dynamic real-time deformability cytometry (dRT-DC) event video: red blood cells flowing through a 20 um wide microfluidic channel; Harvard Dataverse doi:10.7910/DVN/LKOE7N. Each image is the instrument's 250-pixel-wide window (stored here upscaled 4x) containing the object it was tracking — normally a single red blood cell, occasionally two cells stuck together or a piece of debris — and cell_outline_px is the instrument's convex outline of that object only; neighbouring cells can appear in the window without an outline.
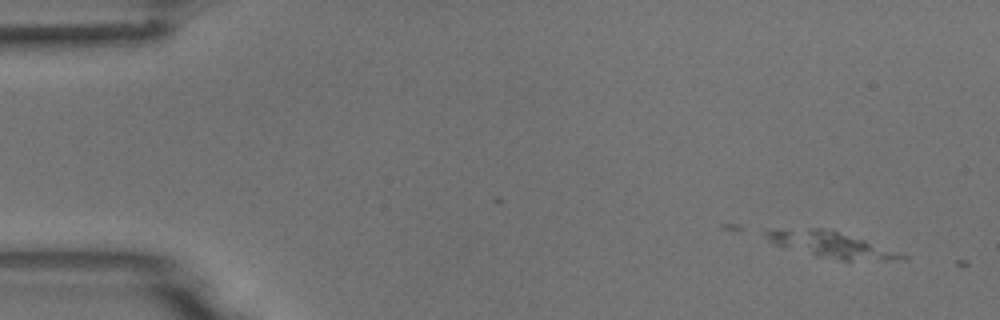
{"species": "common noctule bat (a hibernating species)", "species_latin": "Nyctalus noctula", "temperature_condition": "room temperature", "stored_images_in_passage": 3, "camera_frame_rate_fps": 3000, "um_per_image_px": 0.085, "animal": {"sex": "male", "body_mass_g": 18.8}, "frame": {"image": 1, "passage_image": 2, "time_ms": 1.333, "image_size_px": [1000, 320], "cell_outline_px": [[908, 256], [904, 260], [848, 264], [816, 256], [776, 244], [764, 236], [764, 232], [812, 228], [820, 228], [836, 232], [864, 240], [904, 252]], "centroid_in_image_um": [70.93, 20.91], "position_along_channel_um": 14.1, "area_um2": 20.92}}